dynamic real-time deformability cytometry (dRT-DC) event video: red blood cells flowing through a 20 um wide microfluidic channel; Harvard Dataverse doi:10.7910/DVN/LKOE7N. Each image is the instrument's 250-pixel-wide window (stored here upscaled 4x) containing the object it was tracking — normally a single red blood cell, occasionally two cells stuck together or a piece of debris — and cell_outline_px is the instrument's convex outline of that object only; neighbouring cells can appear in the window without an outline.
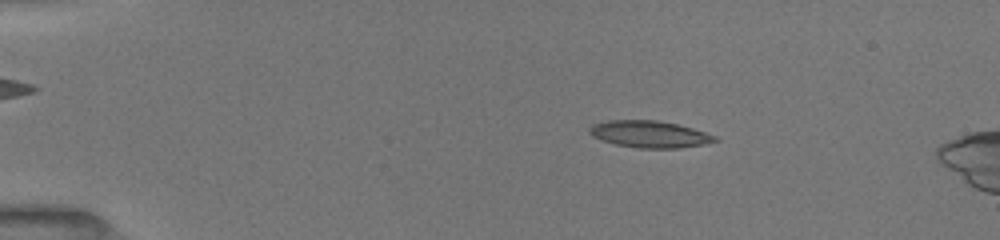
{"species": "common noctule bat (a hibernating species)", "species_latin": "Nyctalus noctula", "temperature_condition": "room temperature", "stored_images_in_passage": 51, "camera_frame_rate_fps": 3000, "um_per_image_px": 0.085, "animal": {"sex": "female", "body_mass_g": 19.5, "forearm_length_mm": 54.1}, "frame": {"image": 1, "passage_image": 9, "time_ms": 2.667, "image_size_px": [1000, 240], "cell_outline_px": [[720, 140], [704, 144], [680, 148], [640, 148], [616, 144], [600, 140], [592, 136], [588, 132], [588, 128], [592, 124], [608, 120], [656, 120], [676, 124], [692, 128], [716, 136]], "centroid_in_image_um": [55.18, 11.4], "position_along_channel_um": 29.8, "area_um2": 19.65}}
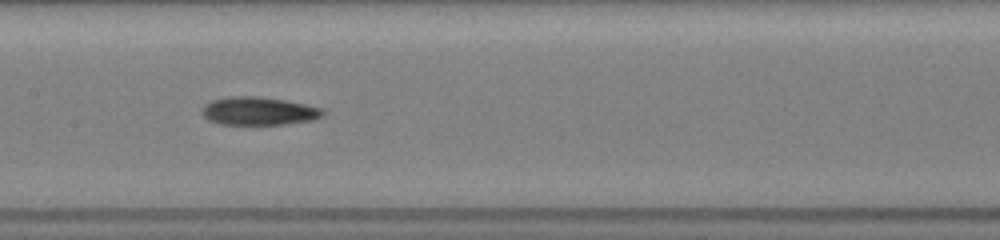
{"frame": {"image": 2, "passage_image": 26, "time_ms": 8.333, "image_size_px": [1000, 240], "cell_outline_px": [[324, 116], [312, 120], [284, 124], [220, 124], [208, 120], [200, 112], [204, 104], [212, 100], [228, 96], [256, 96], [284, 100], [324, 108]], "centroid_in_image_um": [21.97, 9.43], "position_along_channel_um": 185.4, "area_um2": 19.88}}
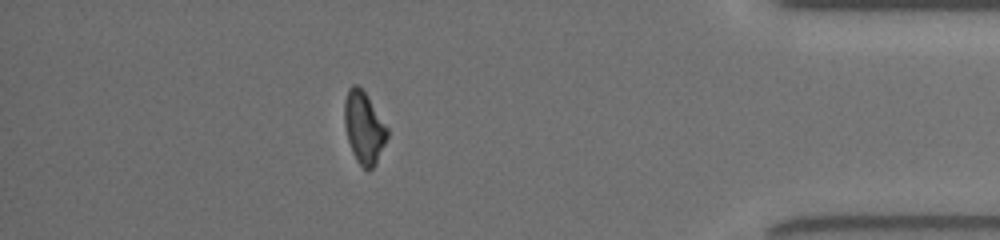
{"frame": {"image": 3, "passage_image": 45, "time_ms": 14.667, "image_size_px": [1000, 240], "cell_outline_px": [[388, 136], [372, 168], [368, 172], [356, 160], [352, 152], [348, 140], [344, 124], [344, 100], [348, 88], [352, 84], [356, 84], [364, 92], [388, 128]], "centroid_in_image_um": [30.9, 10.83], "position_along_channel_um": 404.3, "area_um2": 17.63}, "authors_computed_cell_mechanics": {"area_um2": 19.2474, "velocity_mm_per_s": 4.0224, "shape_relaxation_time_tau1_ms": 5.1187, "shape_relaxation_time_tau2_ms": null, "deformation_change_tau1": 0.1442, "deformation_change_tau2": null}}